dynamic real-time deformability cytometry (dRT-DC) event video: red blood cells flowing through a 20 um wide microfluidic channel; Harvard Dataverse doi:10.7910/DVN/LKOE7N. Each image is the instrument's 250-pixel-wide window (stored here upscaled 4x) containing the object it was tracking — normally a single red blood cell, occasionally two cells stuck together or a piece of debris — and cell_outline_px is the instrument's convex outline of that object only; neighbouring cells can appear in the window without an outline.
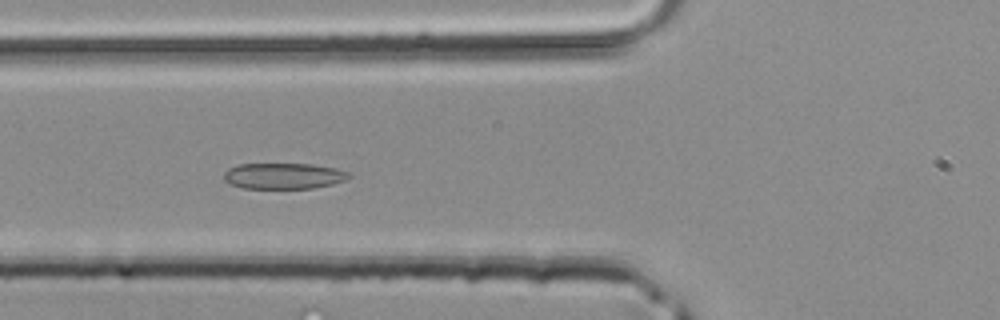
{"species": "common noctule bat (a hibernating species)", "species_latin": "Nyctalus noctula", "temperature_condition": "room temperature", "stored_images_in_passage": 41, "camera_frame_rate_fps": 3000, "um_per_image_px": 0.085, "animal": {"sex": "male", "body_mass_g": 20.4}, "frame": {"image": 1, "passage_image": 15, "time_ms": 4.667, "image_size_px": [1000, 320], "cell_outline_px": [[352, 176], [348, 180], [332, 184], [312, 188], [244, 188], [232, 184], [224, 180], [224, 172], [228, 168], [240, 164], [312, 164], [336, 168], [352, 172]], "centroid_in_image_um": [24.17, 14.95], "position_along_channel_um": 101.6, "area_um2": 19.02}}
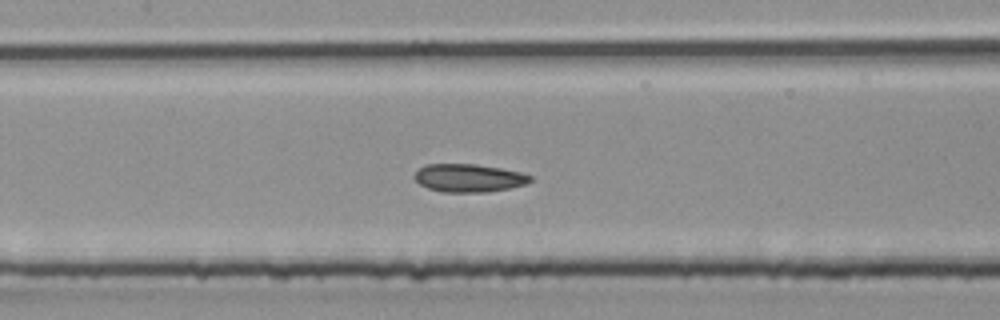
{"frame": {"image": 2, "passage_image": 19, "time_ms": 6.0, "image_size_px": [1000, 320], "cell_outline_px": [[532, 180], [524, 184], [508, 188], [488, 192], [440, 192], [428, 188], [420, 184], [412, 176], [424, 164], [476, 164], [500, 168], [520, 172], [532, 176]], "centroid_in_image_um": [39.81, 15.13], "position_along_channel_um": 167.6, "area_um2": 18.9}}
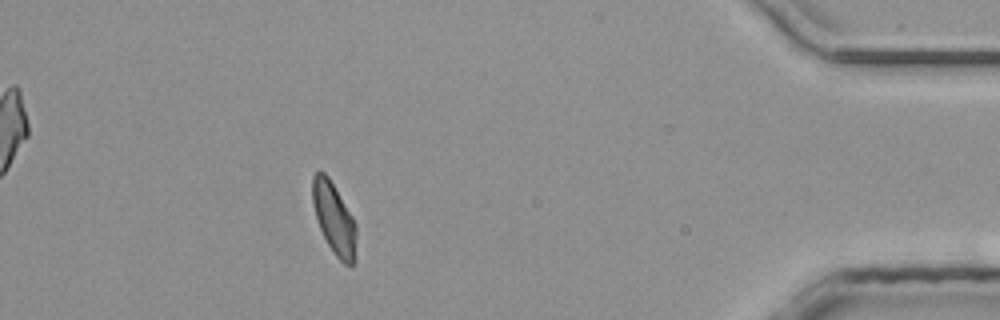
{"frame": {"image": 3, "passage_image": 37, "time_ms": 12.0, "image_size_px": [1000, 320], "cell_outline_px": [[356, 260], [352, 264], [344, 264], [336, 256], [328, 244], [320, 228], [316, 216], [312, 200], [312, 176], [316, 172], [324, 172], [328, 176], [352, 216], [356, 224]], "centroid_in_image_um": [28.41, 18.58], "position_along_channel_um": 406.8, "area_um2": 18.03}}